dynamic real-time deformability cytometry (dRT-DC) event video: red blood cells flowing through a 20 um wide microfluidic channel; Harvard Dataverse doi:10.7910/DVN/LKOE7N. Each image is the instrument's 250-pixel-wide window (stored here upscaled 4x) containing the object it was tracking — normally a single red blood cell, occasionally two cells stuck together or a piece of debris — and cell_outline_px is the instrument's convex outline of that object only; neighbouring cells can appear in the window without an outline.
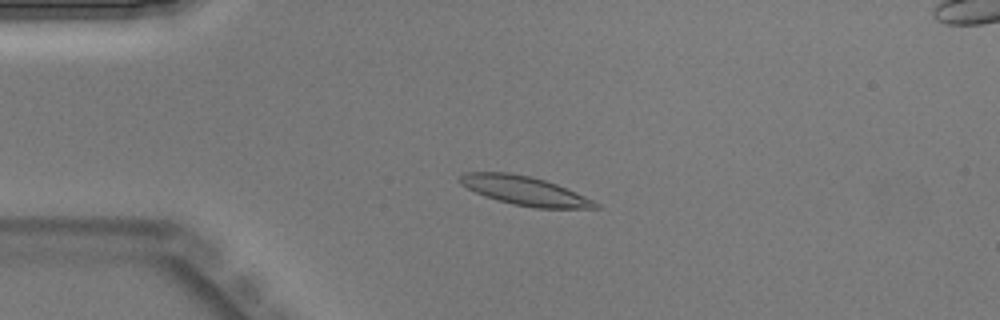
{"species": "Egyptian fruit bat (a non-hibernating species)", "species_latin": "Rousettus aegyptiacus", "temperature_condition": "warm", "stored_images_in_passage": 44, "camera_frame_rate_fps": 3000, "um_per_image_px": 0.085, "animal": {"sex": "male"}, "frame": {"image": 1, "passage_image": 10, "time_ms": 3.0, "image_size_px": [1000, 320], "cell_outline_px": [[600, 208], [532, 208], [512, 204], [496, 200], [484, 196], [460, 184], [456, 180], [464, 172], [508, 172], [532, 176], [556, 184], [576, 192], [600, 204]], "centroid_in_image_um": [44.56, 16.21], "position_along_channel_um": 40.4, "area_um2": 22.95}}
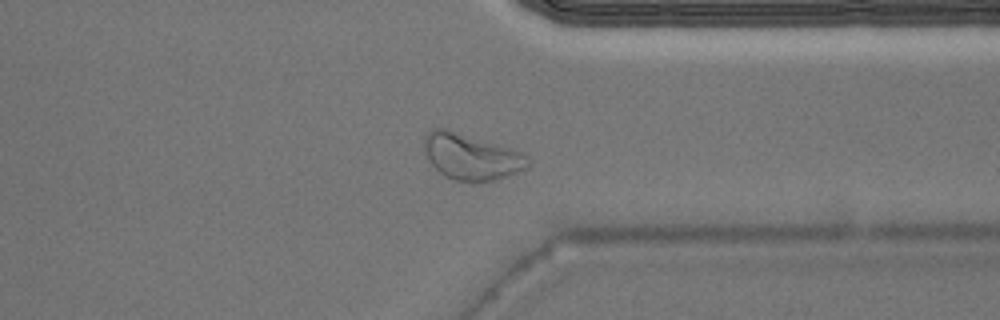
{"frame": {"image": 2, "passage_image": 34, "time_ms": 11.0, "image_size_px": [1000, 320], "cell_outline_px": [[528, 168], [492, 180], [456, 180], [444, 176], [428, 160], [424, 148], [424, 132], [432, 128], [448, 128], [520, 152], [528, 156]], "centroid_in_image_um": [39.98, 13.28], "position_along_channel_um": 371.4, "area_um2": 27.34}}
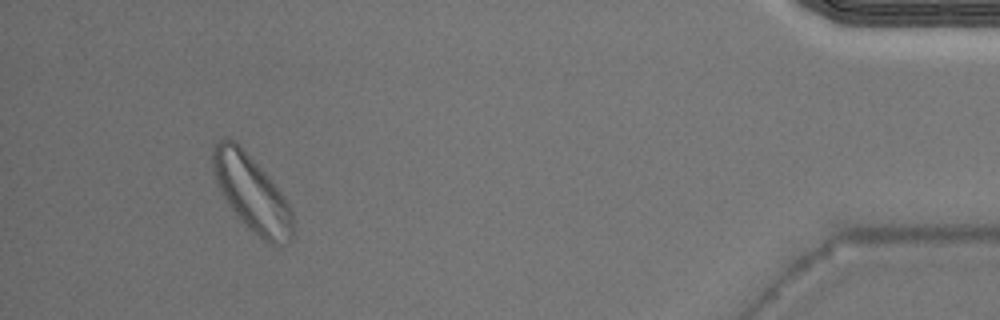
{"frame": {"image": 3, "passage_image": 41, "time_ms": 13.333, "image_size_px": [1000, 320], "cell_outline_px": [[296, 224], [292, 236], [284, 244], [276, 248], [264, 240], [248, 228], [240, 220], [228, 204], [220, 192], [212, 168], [212, 148], [216, 140], [236, 140], [240, 144], [268, 176], [284, 196], [292, 212]], "centroid_in_image_um": [21.41, 16.44], "position_along_channel_um": 413.8, "area_um2": 35.66}}